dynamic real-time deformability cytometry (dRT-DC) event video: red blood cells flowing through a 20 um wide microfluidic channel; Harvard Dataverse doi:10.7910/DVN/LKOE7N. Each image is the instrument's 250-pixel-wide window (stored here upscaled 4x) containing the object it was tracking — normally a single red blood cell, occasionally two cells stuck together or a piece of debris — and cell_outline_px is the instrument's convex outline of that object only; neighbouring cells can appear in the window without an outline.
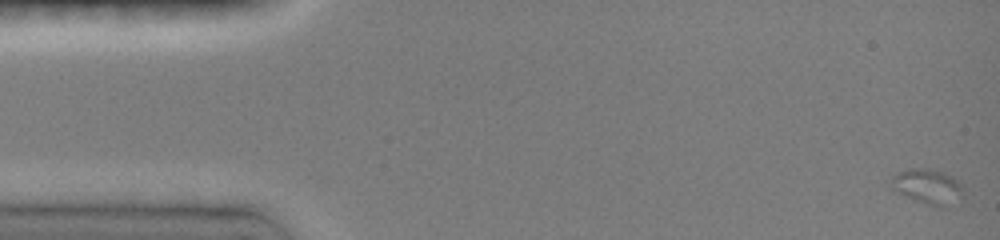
{"species": "common noctule bat (a hibernating species)", "species_latin": "Nyctalus noctula", "temperature_condition": "room temperature", "stored_images_in_passage": 49, "camera_frame_rate_fps": 3000, "um_per_image_px": 0.085, "animal": {"sex": "female", "body_mass_g": 19.0, "forearm_length_mm": 51.5}, "frame": {"image": 1, "passage_image": 1, "time_ms": 0.0, "image_size_px": [1000, 240], "cell_outline_px": [[964, 196], [944, 208], [940, 208], [916, 200], [892, 188], [892, 176], [908, 168], [928, 168], [944, 172], [952, 176], [964, 188]], "centroid_in_image_um": [78.92, 15.85], "position_along_channel_um": 6.1, "area_um2": 14.57}}
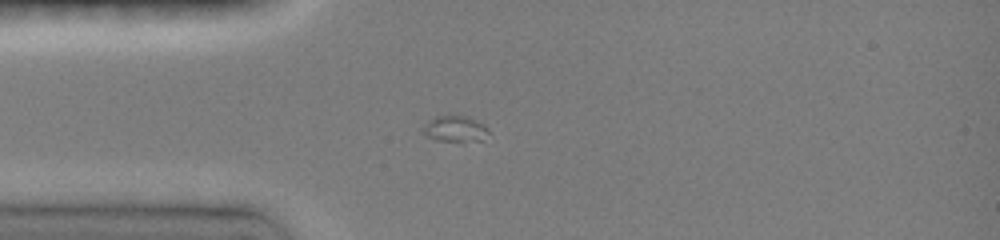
{"frame": {"image": 2, "passage_image": 21, "time_ms": 4.333, "image_size_px": [1000, 240], "cell_outline_px": [[488, 132], [480, 140], [464, 144], [460, 144], [436, 140], [428, 136], [424, 132], [424, 124], [428, 120], [436, 116], [464, 116], [476, 120], [484, 124], [488, 128]], "centroid_in_image_um": [38.69, 11.0], "position_along_channel_um": 46.3, "area_um2": 10.17}}